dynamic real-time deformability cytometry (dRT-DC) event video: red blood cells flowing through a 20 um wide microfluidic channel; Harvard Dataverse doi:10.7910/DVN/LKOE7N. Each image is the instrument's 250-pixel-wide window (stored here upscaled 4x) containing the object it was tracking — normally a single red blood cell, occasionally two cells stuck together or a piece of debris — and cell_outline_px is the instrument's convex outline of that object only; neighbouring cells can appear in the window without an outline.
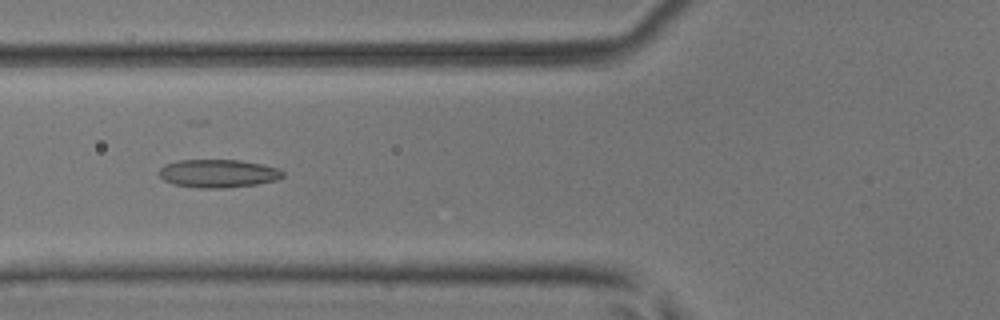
{"species": "common noctule bat (a hibernating species)", "species_latin": "Nyctalus noctula", "temperature_condition": "room temperature", "stored_images_in_passage": 2, "camera_frame_rate_fps": 3000, "um_per_image_px": 0.085, "animal": {"sex": "male", "body_mass_g": 17.9, "forearm_length_mm": 54.2}, "frame": {"image": 1, "passage_image": 2, "time_ms": 0.333, "image_size_px": [1000, 320], "cell_outline_px": [[284, 176], [276, 180], [256, 184], [224, 188], [200, 188], [172, 184], [164, 180], [156, 172], [164, 164], [180, 160], [240, 160], [260, 164], [276, 168], [284, 172]], "centroid_in_image_um": [18.49, 14.74], "position_along_channel_um": 107.3, "area_um2": 20.29}}